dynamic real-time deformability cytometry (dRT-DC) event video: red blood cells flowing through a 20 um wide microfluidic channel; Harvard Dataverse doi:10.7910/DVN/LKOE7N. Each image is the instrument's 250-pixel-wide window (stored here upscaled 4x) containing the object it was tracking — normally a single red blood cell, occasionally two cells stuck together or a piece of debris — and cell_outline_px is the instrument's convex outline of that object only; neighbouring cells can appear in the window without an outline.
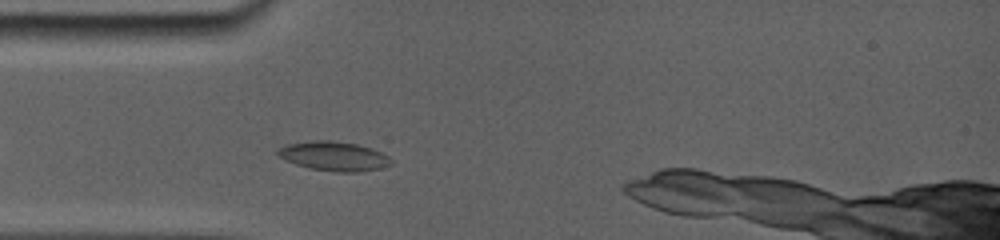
{"species": "common noctule bat (a hibernating species)", "species_latin": "Nyctalus noctula", "temperature_condition": "room temperature", "stored_images_in_passage": 74, "camera_frame_rate_fps": 5000, "um_per_image_px": 0.085, "animal": {"sex": "female", "body_mass_g": 19.0, "forearm_length_mm": 56.7}, "frame": {"image": 1, "passage_image": 10, "time_ms": 1.6, "image_size_px": [1000, 240], "cell_outline_px": [[392, 164], [380, 168], [356, 172], [336, 172], [308, 168], [284, 160], [276, 156], [276, 152], [280, 148], [288, 144], [356, 144], [380, 152], [388, 156], [392, 160]], "centroid_in_image_um": [28.4, 13.36], "position_along_channel_um": 56.6, "area_um2": 18.03}}
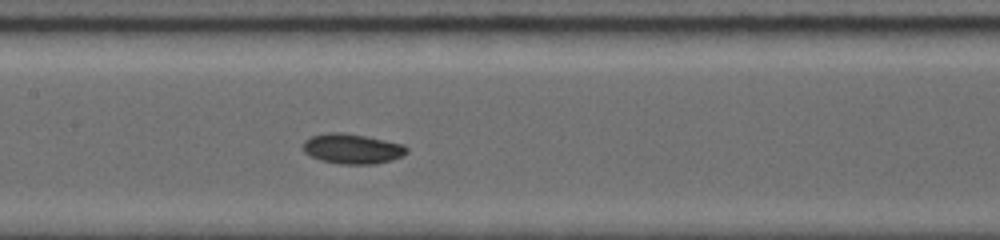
{"frame": {"image": 2, "passage_image": 31, "time_ms": 4.8, "image_size_px": [1000, 240], "cell_outline_px": [[408, 152], [404, 156], [392, 160], [372, 164], [340, 164], [324, 160], [312, 156], [304, 152], [304, 140], [312, 136], [364, 136], [400, 144], [408, 148]], "centroid_in_image_um": [30.03, 12.71], "position_along_channel_um": 177.4, "area_um2": 16.88}}
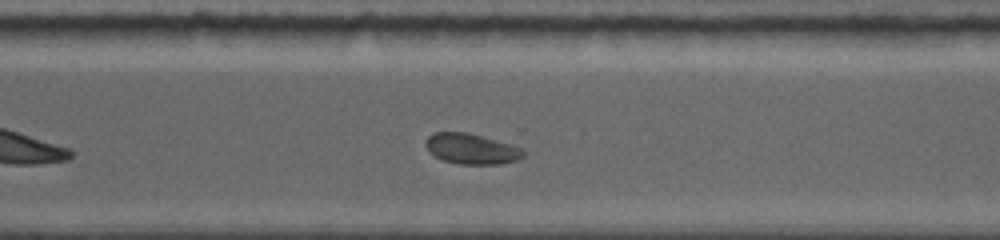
{"frame": {"image": 3, "passage_image": 55, "time_ms": 8.8, "image_size_px": [1000, 240], "cell_outline_px": [[524, 156], [516, 160], [500, 164], [456, 164], [444, 160], [428, 152], [424, 144], [424, 140], [432, 132], [468, 132], [508, 144], [520, 148], [524, 152]], "centroid_in_image_um": [39.99, 12.65], "position_along_channel_um": 330.6, "area_um2": 17.28}}